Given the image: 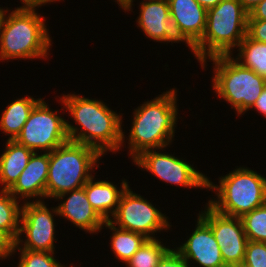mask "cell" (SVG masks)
<instances>
[{"instance_id": "obj_1", "label": "cell", "mask_w": 266, "mask_h": 267, "mask_svg": "<svg viewBox=\"0 0 266 267\" xmlns=\"http://www.w3.org/2000/svg\"><path fill=\"white\" fill-rule=\"evenodd\" d=\"M63 96V97H62ZM58 99L63 105L60 110L68 115L77 126L66 120L69 141L95 148L102 156L117 153L126 142L123 131V115L111 110L103 100L79 94H63ZM65 108V109H64ZM80 126V127H79Z\"/></svg>"}, {"instance_id": "obj_2", "label": "cell", "mask_w": 266, "mask_h": 267, "mask_svg": "<svg viewBox=\"0 0 266 267\" xmlns=\"http://www.w3.org/2000/svg\"><path fill=\"white\" fill-rule=\"evenodd\" d=\"M177 92L176 88H170L134 109L127 141L129 158L134 160L145 150L172 144L178 124Z\"/></svg>"}, {"instance_id": "obj_3", "label": "cell", "mask_w": 266, "mask_h": 267, "mask_svg": "<svg viewBox=\"0 0 266 267\" xmlns=\"http://www.w3.org/2000/svg\"><path fill=\"white\" fill-rule=\"evenodd\" d=\"M36 8H8L0 19V61L47 59L52 39L46 18ZM10 11V12H9Z\"/></svg>"}, {"instance_id": "obj_4", "label": "cell", "mask_w": 266, "mask_h": 267, "mask_svg": "<svg viewBox=\"0 0 266 267\" xmlns=\"http://www.w3.org/2000/svg\"><path fill=\"white\" fill-rule=\"evenodd\" d=\"M248 16L239 0H221L207 10L205 32L195 45L202 69L207 68V59L211 57L233 55L247 35Z\"/></svg>"}, {"instance_id": "obj_5", "label": "cell", "mask_w": 266, "mask_h": 267, "mask_svg": "<svg viewBox=\"0 0 266 267\" xmlns=\"http://www.w3.org/2000/svg\"><path fill=\"white\" fill-rule=\"evenodd\" d=\"M218 184L207 178V190L215 192L208 205L220 214L242 217L266 203V177L248 167H238L220 176Z\"/></svg>"}, {"instance_id": "obj_6", "label": "cell", "mask_w": 266, "mask_h": 267, "mask_svg": "<svg viewBox=\"0 0 266 267\" xmlns=\"http://www.w3.org/2000/svg\"><path fill=\"white\" fill-rule=\"evenodd\" d=\"M102 155L93 147L68 141L49 152L45 198L83 187L99 168ZM92 172V173H91Z\"/></svg>"}, {"instance_id": "obj_7", "label": "cell", "mask_w": 266, "mask_h": 267, "mask_svg": "<svg viewBox=\"0 0 266 267\" xmlns=\"http://www.w3.org/2000/svg\"><path fill=\"white\" fill-rule=\"evenodd\" d=\"M212 89L218 98L229 103L237 117L247 113L264 90L265 79L241 66L231 55L214 56Z\"/></svg>"}, {"instance_id": "obj_8", "label": "cell", "mask_w": 266, "mask_h": 267, "mask_svg": "<svg viewBox=\"0 0 266 267\" xmlns=\"http://www.w3.org/2000/svg\"><path fill=\"white\" fill-rule=\"evenodd\" d=\"M42 98L31 110L15 141L34 152H52L69 141L66 120Z\"/></svg>"}, {"instance_id": "obj_9", "label": "cell", "mask_w": 266, "mask_h": 267, "mask_svg": "<svg viewBox=\"0 0 266 267\" xmlns=\"http://www.w3.org/2000/svg\"><path fill=\"white\" fill-rule=\"evenodd\" d=\"M131 190L129 185L120 198L117 211L109 221L118 228L142 234L148 239H157V232L170 230L172 225L168 216L144 196Z\"/></svg>"}, {"instance_id": "obj_10", "label": "cell", "mask_w": 266, "mask_h": 267, "mask_svg": "<svg viewBox=\"0 0 266 267\" xmlns=\"http://www.w3.org/2000/svg\"><path fill=\"white\" fill-rule=\"evenodd\" d=\"M135 0H121L118 5L124 12H132ZM136 24L149 38L160 43H186L197 59L195 45L186 37L170 15L168 0H143L139 4Z\"/></svg>"}, {"instance_id": "obj_11", "label": "cell", "mask_w": 266, "mask_h": 267, "mask_svg": "<svg viewBox=\"0 0 266 267\" xmlns=\"http://www.w3.org/2000/svg\"><path fill=\"white\" fill-rule=\"evenodd\" d=\"M45 203V201L23 203L15 249L55 252L54 241L57 239H55L54 218L59 216L58 210L56 206L49 209Z\"/></svg>"}, {"instance_id": "obj_12", "label": "cell", "mask_w": 266, "mask_h": 267, "mask_svg": "<svg viewBox=\"0 0 266 267\" xmlns=\"http://www.w3.org/2000/svg\"><path fill=\"white\" fill-rule=\"evenodd\" d=\"M161 150L164 152L165 148L145 150L132 161V164L134 162L138 168L168 184L187 189H207L208 177L205 174L195 169L189 161L168 152L162 153Z\"/></svg>"}, {"instance_id": "obj_13", "label": "cell", "mask_w": 266, "mask_h": 267, "mask_svg": "<svg viewBox=\"0 0 266 267\" xmlns=\"http://www.w3.org/2000/svg\"><path fill=\"white\" fill-rule=\"evenodd\" d=\"M204 208L197 215L211 227L225 265L227 267L242 265L248 239L241 217L220 214L207 203Z\"/></svg>"}, {"instance_id": "obj_14", "label": "cell", "mask_w": 266, "mask_h": 267, "mask_svg": "<svg viewBox=\"0 0 266 267\" xmlns=\"http://www.w3.org/2000/svg\"><path fill=\"white\" fill-rule=\"evenodd\" d=\"M174 249L186 259L189 264L197 267H227L222 259L219 244L211 227L198 215L195 229L187 241Z\"/></svg>"}, {"instance_id": "obj_15", "label": "cell", "mask_w": 266, "mask_h": 267, "mask_svg": "<svg viewBox=\"0 0 266 267\" xmlns=\"http://www.w3.org/2000/svg\"><path fill=\"white\" fill-rule=\"evenodd\" d=\"M55 199L62 202L56 206L59 217L67 219L76 228L92 235L104 229L103 225L106 221L91 206L84 186L63 193Z\"/></svg>"}, {"instance_id": "obj_16", "label": "cell", "mask_w": 266, "mask_h": 267, "mask_svg": "<svg viewBox=\"0 0 266 267\" xmlns=\"http://www.w3.org/2000/svg\"><path fill=\"white\" fill-rule=\"evenodd\" d=\"M48 169L49 152H34L9 193L22 203L44 201Z\"/></svg>"}, {"instance_id": "obj_17", "label": "cell", "mask_w": 266, "mask_h": 267, "mask_svg": "<svg viewBox=\"0 0 266 267\" xmlns=\"http://www.w3.org/2000/svg\"><path fill=\"white\" fill-rule=\"evenodd\" d=\"M168 3L171 17L196 45L206 29L207 10L196 0H168Z\"/></svg>"}, {"instance_id": "obj_18", "label": "cell", "mask_w": 266, "mask_h": 267, "mask_svg": "<svg viewBox=\"0 0 266 267\" xmlns=\"http://www.w3.org/2000/svg\"><path fill=\"white\" fill-rule=\"evenodd\" d=\"M92 176L84 185L86 196L91 206L105 220L109 221L115 212L120 198L129 186L127 179H122L120 188L108 180H95Z\"/></svg>"}, {"instance_id": "obj_19", "label": "cell", "mask_w": 266, "mask_h": 267, "mask_svg": "<svg viewBox=\"0 0 266 267\" xmlns=\"http://www.w3.org/2000/svg\"><path fill=\"white\" fill-rule=\"evenodd\" d=\"M33 153L15 140H6L4 152L0 155L1 190H9L14 185Z\"/></svg>"}, {"instance_id": "obj_20", "label": "cell", "mask_w": 266, "mask_h": 267, "mask_svg": "<svg viewBox=\"0 0 266 267\" xmlns=\"http://www.w3.org/2000/svg\"><path fill=\"white\" fill-rule=\"evenodd\" d=\"M17 98L11 101L6 109L3 110L0 117V130L6 134L8 140H15L20 134L24 124L28 120V116L34 106L42 99H35L32 96Z\"/></svg>"}, {"instance_id": "obj_21", "label": "cell", "mask_w": 266, "mask_h": 267, "mask_svg": "<svg viewBox=\"0 0 266 267\" xmlns=\"http://www.w3.org/2000/svg\"><path fill=\"white\" fill-rule=\"evenodd\" d=\"M103 227L112 231L110 236L111 252L122 263H127L132 255L148 240L144 235L116 227L106 221Z\"/></svg>"}, {"instance_id": "obj_22", "label": "cell", "mask_w": 266, "mask_h": 267, "mask_svg": "<svg viewBox=\"0 0 266 267\" xmlns=\"http://www.w3.org/2000/svg\"><path fill=\"white\" fill-rule=\"evenodd\" d=\"M237 48L238 54L236 57L231 55L232 58L266 80V43L255 41L246 35Z\"/></svg>"}, {"instance_id": "obj_23", "label": "cell", "mask_w": 266, "mask_h": 267, "mask_svg": "<svg viewBox=\"0 0 266 267\" xmlns=\"http://www.w3.org/2000/svg\"><path fill=\"white\" fill-rule=\"evenodd\" d=\"M8 190L0 189V230L7 232L15 241L19 234L22 205Z\"/></svg>"}, {"instance_id": "obj_24", "label": "cell", "mask_w": 266, "mask_h": 267, "mask_svg": "<svg viewBox=\"0 0 266 267\" xmlns=\"http://www.w3.org/2000/svg\"><path fill=\"white\" fill-rule=\"evenodd\" d=\"M171 249L161 240L148 239L125 263L126 267H156L163 256Z\"/></svg>"}, {"instance_id": "obj_25", "label": "cell", "mask_w": 266, "mask_h": 267, "mask_svg": "<svg viewBox=\"0 0 266 267\" xmlns=\"http://www.w3.org/2000/svg\"><path fill=\"white\" fill-rule=\"evenodd\" d=\"M248 241L266 243V203L241 217Z\"/></svg>"}, {"instance_id": "obj_26", "label": "cell", "mask_w": 266, "mask_h": 267, "mask_svg": "<svg viewBox=\"0 0 266 267\" xmlns=\"http://www.w3.org/2000/svg\"><path fill=\"white\" fill-rule=\"evenodd\" d=\"M20 255L17 267H65L56 257L54 252L31 251L25 249H14V253ZM20 253V254H19Z\"/></svg>"}, {"instance_id": "obj_27", "label": "cell", "mask_w": 266, "mask_h": 267, "mask_svg": "<svg viewBox=\"0 0 266 267\" xmlns=\"http://www.w3.org/2000/svg\"><path fill=\"white\" fill-rule=\"evenodd\" d=\"M242 266L266 267V243L248 241Z\"/></svg>"}, {"instance_id": "obj_28", "label": "cell", "mask_w": 266, "mask_h": 267, "mask_svg": "<svg viewBox=\"0 0 266 267\" xmlns=\"http://www.w3.org/2000/svg\"><path fill=\"white\" fill-rule=\"evenodd\" d=\"M247 35L255 41L266 43V20H248Z\"/></svg>"}, {"instance_id": "obj_29", "label": "cell", "mask_w": 266, "mask_h": 267, "mask_svg": "<svg viewBox=\"0 0 266 267\" xmlns=\"http://www.w3.org/2000/svg\"><path fill=\"white\" fill-rule=\"evenodd\" d=\"M156 267H190V264L174 248H171Z\"/></svg>"}, {"instance_id": "obj_30", "label": "cell", "mask_w": 266, "mask_h": 267, "mask_svg": "<svg viewBox=\"0 0 266 267\" xmlns=\"http://www.w3.org/2000/svg\"><path fill=\"white\" fill-rule=\"evenodd\" d=\"M16 241L5 231L0 230V260L11 258L14 254Z\"/></svg>"}, {"instance_id": "obj_31", "label": "cell", "mask_w": 266, "mask_h": 267, "mask_svg": "<svg viewBox=\"0 0 266 267\" xmlns=\"http://www.w3.org/2000/svg\"><path fill=\"white\" fill-rule=\"evenodd\" d=\"M248 20H266V0H262L249 11Z\"/></svg>"}, {"instance_id": "obj_32", "label": "cell", "mask_w": 266, "mask_h": 267, "mask_svg": "<svg viewBox=\"0 0 266 267\" xmlns=\"http://www.w3.org/2000/svg\"><path fill=\"white\" fill-rule=\"evenodd\" d=\"M251 109H255L266 118V90L264 89Z\"/></svg>"}, {"instance_id": "obj_33", "label": "cell", "mask_w": 266, "mask_h": 267, "mask_svg": "<svg viewBox=\"0 0 266 267\" xmlns=\"http://www.w3.org/2000/svg\"><path fill=\"white\" fill-rule=\"evenodd\" d=\"M57 1L60 2L62 0H20L22 6L19 7L39 8L46 4H51L52 2L55 3Z\"/></svg>"}, {"instance_id": "obj_34", "label": "cell", "mask_w": 266, "mask_h": 267, "mask_svg": "<svg viewBox=\"0 0 266 267\" xmlns=\"http://www.w3.org/2000/svg\"><path fill=\"white\" fill-rule=\"evenodd\" d=\"M202 7L209 10L215 7L221 0H196Z\"/></svg>"}, {"instance_id": "obj_35", "label": "cell", "mask_w": 266, "mask_h": 267, "mask_svg": "<svg viewBox=\"0 0 266 267\" xmlns=\"http://www.w3.org/2000/svg\"><path fill=\"white\" fill-rule=\"evenodd\" d=\"M242 6L249 12L253 7L259 4L262 0H239Z\"/></svg>"}, {"instance_id": "obj_36", "label": "cell", "mask_w": 266, "mask_h": 267, "mask_svg": "<svg viewBox=\"0 0 266 267\" xmlns=\"http://www.w3.org/2000/svg\"><path fill=\"white\" fill-rule=\"evenodd\" d=\"M3 11H4V8L0 7V19H1Z\"/></svg>"}]
</instances>
